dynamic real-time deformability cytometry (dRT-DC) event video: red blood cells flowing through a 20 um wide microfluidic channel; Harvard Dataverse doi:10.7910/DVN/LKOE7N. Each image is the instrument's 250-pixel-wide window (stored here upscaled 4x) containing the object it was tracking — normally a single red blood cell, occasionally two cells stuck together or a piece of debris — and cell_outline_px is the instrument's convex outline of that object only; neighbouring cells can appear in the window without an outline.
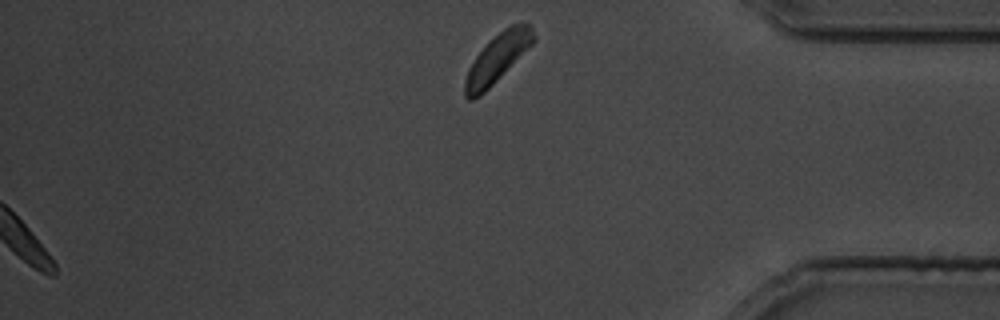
{"species": "common noctule bat (a hibernating species)", "species_latin": "Nyctalus noctula", "temperature_condition": "cold", "stored_images_in_passage": 29, "camera_frame_rate_fps": 3000, "um_per_image_px": 0.085, "animal": {"sex": "male", "body_mass_g": 19.5, "forearm_length_mm": 54.6}, "frame": {"image": 1, "passage_image": 29, "time_ms": 34.0, "image_size_px": [1000, 320], "cell_outline_px": [[536, 40], [480, 96], [472, 100], [468, 100], [464, 96], [464, 84], [468, 68], [476, 56], [504, 28], [512, 24], [528, 24], [532, 28], [536, 36]], "centroid_in_image_um": [42.26, 4.97], "position_along_channel_um": 392.9, "area_um2": 18.67}}